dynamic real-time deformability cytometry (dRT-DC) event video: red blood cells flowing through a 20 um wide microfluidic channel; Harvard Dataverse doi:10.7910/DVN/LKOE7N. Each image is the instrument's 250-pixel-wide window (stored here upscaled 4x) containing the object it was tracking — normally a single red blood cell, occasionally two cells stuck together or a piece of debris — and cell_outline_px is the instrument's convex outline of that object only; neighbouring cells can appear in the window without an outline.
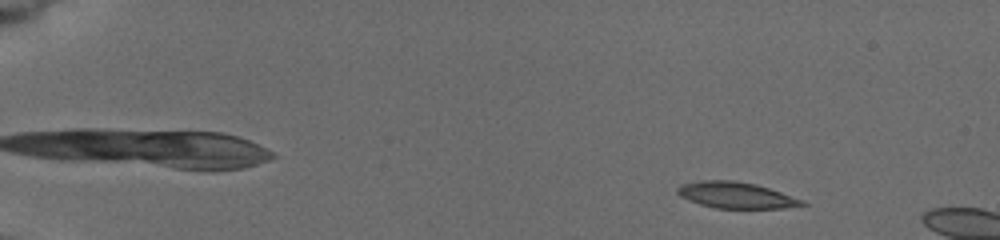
{"species": "common noctule bat (a hibernating species)", "species_latin": "Nyctalus noctula", "temperature_condition": "cold", "stored_images_in_passage": 10, "camera_frame_rate_fps": 3000, "um_per_image_px": 0.085, "animal": {"sex": "female", "body_mass_g": 19.5, "forearm_length_mm": 54.1}, "frame": {"image": 1, "passage_image": 5, "time_ms": 2.0, "image_size_px": [1000, 240], "cell_outline_px": [[808, 204], [784, 208], [716, 208], [700, 204], [688, 200], [680, 196], [676, 192], [676, 188], [680, 184], [700, 180], [732, 180], [756, 184], [804, 200]], "centroid_in_image_um": [62.52, 16.58], "position_along_channel_um": 22.5, "area_um2": 19.02}}